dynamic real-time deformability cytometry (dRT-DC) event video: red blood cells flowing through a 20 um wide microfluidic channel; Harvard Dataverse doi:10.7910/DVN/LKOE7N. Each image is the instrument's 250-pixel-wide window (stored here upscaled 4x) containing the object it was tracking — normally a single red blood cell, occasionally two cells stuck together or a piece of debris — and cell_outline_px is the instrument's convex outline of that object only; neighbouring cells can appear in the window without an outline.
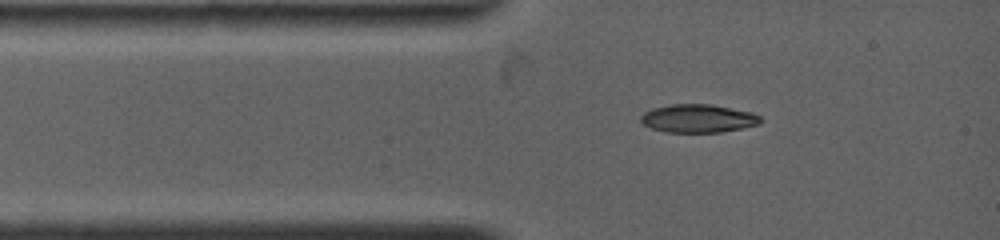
{"species": "common noctule bat (a hibernating species)", "species_latin": "Nyctalus noctula", "temperature_condition": "warm", "stored_images_in_passage": 42, "camera_frame_rate_fps": 4500, "um_per_image_px": 0.085, "animal": {"sex": "female", "body_mass_g": 19.0, "forearm_length_mm": 53.3}, "frame": {"image": 1, "passage_image": 1, "time_ms": 0.0, "image_size_px": [1000, 240], "cell_outline_px": [[764, 120], [760, 124], [744, 128], [720, 132], [668, 132], [652, 128], [644, 124], [640, 120], [640, 116], [644, 112], [652, 108], [672, 104], [712, 104], [752, 112], [760, 116]], "centroid_in_image_um": [59.38, 10.06], "position_along_channel_um": 25.6, "area_um2": 19.83}}
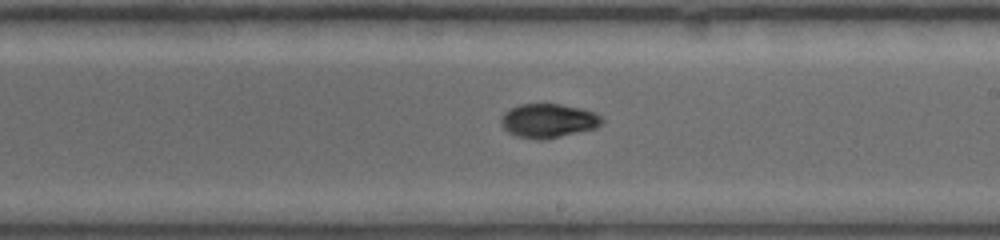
{"frame": {"image": 2, "passage_image": 17, "time_ms": 5.778, "image_size_px": [1000, 240], "cell_outline_px": [[604, 120], [596, 128], [540, 140], [516, 136], [508, 132], [500, 124], [500, 116], [504, 112], [520, 104], [560, 104], [580, 108], [596, 112]], "centroid_in_image_um": [46.58, 10.25], "position_along_channel_um": 242.4, "area_um2": 19.88}}
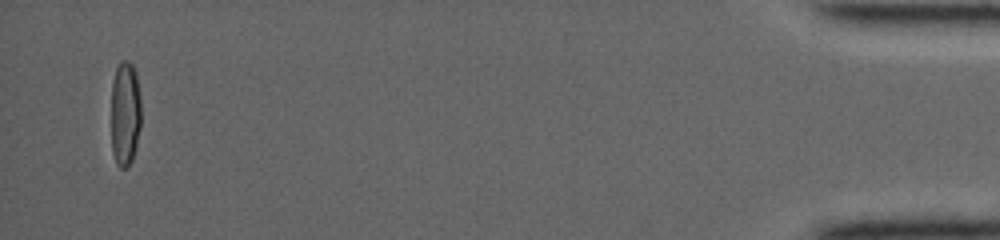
{"frame": {"image": 3, "passage_image": 39, "time_ms": 13.778, "image_size_px": [1000, 240], "cell_outline_px": [[140, 128], [132, 160], [124, 168], [120, 168], [116, 164], [112, 152], [112, 84], [116, 64], [120, 60], [128, 60], [132, 64], [136, 72], [140, 100]], "centroid_in_image_um": [10.63, 9.6], "position_along_channel_um": 424.6, "area_um2": 18.38}}